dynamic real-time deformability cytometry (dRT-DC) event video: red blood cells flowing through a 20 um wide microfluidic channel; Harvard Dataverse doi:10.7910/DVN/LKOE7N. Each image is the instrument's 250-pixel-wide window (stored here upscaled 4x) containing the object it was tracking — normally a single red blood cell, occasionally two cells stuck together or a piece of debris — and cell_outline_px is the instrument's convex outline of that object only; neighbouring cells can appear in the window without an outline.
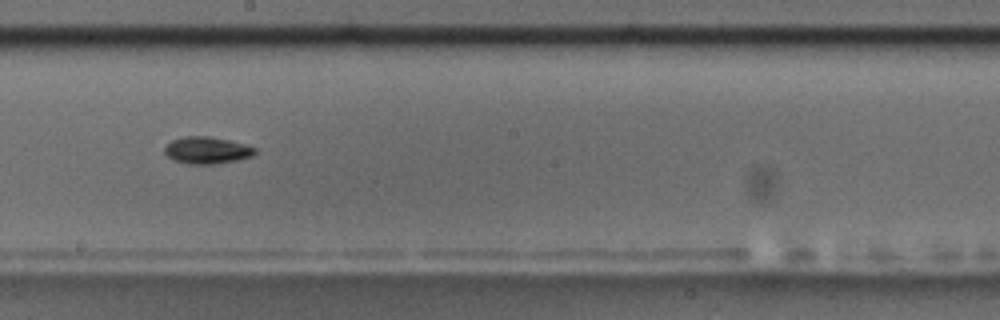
{"species": "common noctule bat (a hibernating species)", "species_latin": "Nyctalus noctula", "temperature_condition": "room temperature", "stored_images_in_passage": 12, "camera_frame_rate_fps": 3000, "um_per_image_px": 0.085, "animal": {"sex": "male", "body_mass_g": 17.5, "forearm_length_mm": 52.3}, "frame": {"image": 1, "passage_image": 6, "time_ms": 1.667, "image_size_px": [1000, 320], "cell_outline_px": [[256, 152], [252, 156], [236, 160], [216, 164], [188, 164], [176, 160], [168, 156], [164, 152], [164, 148], [172, 140], [184, 136], [208, 136], [228, 140], [244, 144], [256, 148]], "centroid_in_image_um": [17.59, 12.77], "position_along_channel_um": 230.6, "area_um2": 14.05}}
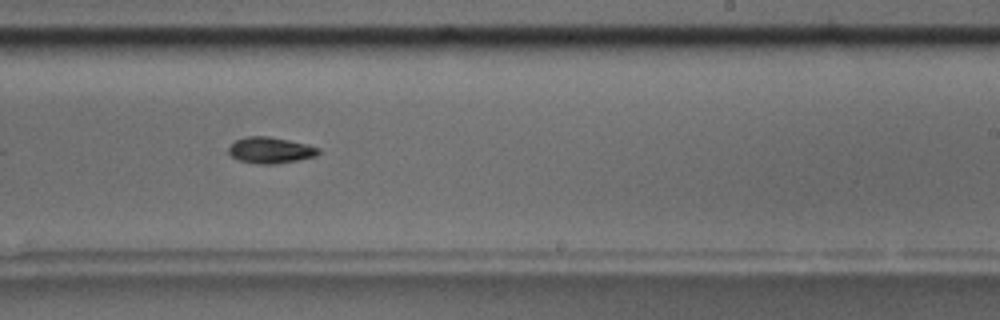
{"frame": {"image": 2, "passage_image": 7, "time_ms": 2.0, "image_size_px": [1000, 320], "cell_outline_px": [[320, 152], [316, 156], [296, 160], [272, 164], [260, 164], [240, 160], [232, 156], [228, 152], [228, 148], [236, 140], [244, 136], [268, 136], [308, 144], [320, 148]], "centroid_in_image_um": [22.99, 12.75], "position_along_channel_um": 266.0, "area_um2": 13.58}}